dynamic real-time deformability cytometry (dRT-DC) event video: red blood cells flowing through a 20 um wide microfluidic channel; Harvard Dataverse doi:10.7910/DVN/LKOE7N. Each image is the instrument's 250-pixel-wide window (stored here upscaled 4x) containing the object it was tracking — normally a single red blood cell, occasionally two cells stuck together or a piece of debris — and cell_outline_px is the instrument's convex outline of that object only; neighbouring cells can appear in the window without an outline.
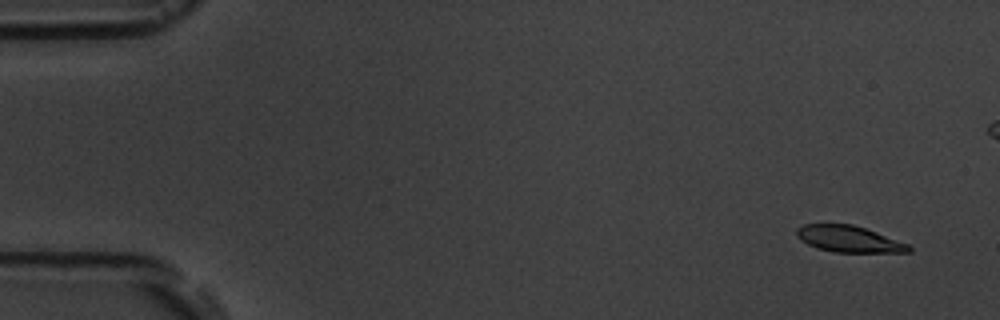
{"species": "common noctule bat (a hibernating species)", "species_latin": "Nyctalus noctula", "temperature_condition": "room temperature", "stored_images_in_passage": 5, "camera_frame_rate_fps": 3000, "um_per_image_px": 0.085, "animal": {"sex": "male", "body_mass_g": 19.5, "forearm_length_mm": 54.6}, "frame": {"image": 1, "passage_image": 1, "time_ms": 0.0, "image_size_px": [1000, 320], "cell_outline_px": [[912, 252], [836, 252], [816, 248], [800, 240], [796, 236], [796, 228], [804, 224], [852, 224], [876, 232], [908, 244], [912, 248]], "centroid_in_image_um": [72.13, 20.31], "position_along_channel_um": 12.9, "area_um2": 17.17}}